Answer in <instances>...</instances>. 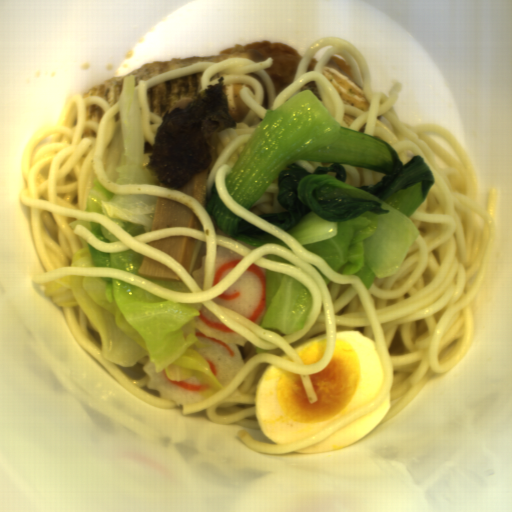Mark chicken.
I'll return each instance as SVG.
<instances>
[{
    "label": "chicken",
    "instance_id": "1",
    "mask_svg": "<svg viewBox=\"0 0 512 512\" xmlns=\"http://www.w3.org/2000/svg\"><path fill=\"white\" fill-rule=\"evenodd\" d=\"M229 53H250L258 62H264L272 58L270 67L263 69L273 81L276 97L287 86L294 82L295 75L303 55L295 48L281 41L258 40L249 42L246 45L235 44L233 47L223 50L222 54Z\"/></svg>",
    "mask_w": 512,
    "mask_h": 512
},
{
    "label": "chicken",
    "instance_id": "2",
    "mask_svg": "<svg viewBox=\"0 0 512 512\" xmlns=\"http://www.w3.org/2000/svg\"><path fill=\"white\" fill-rule=\"evenodd\" d=\"M326 64H330V65L336 67L337 69L341 70L342 72H344L345 74H347L348 76H350L353 79L350 66L346 59H344L340 56L333 55Z\"/></svg>",
    "mask_w": 512,
    "mask_h": 512
},
{
    "label": "chicken",
    "instance_id": "3",
    "mask_svg": "<svg viewBox=\"0 0 512 512\" xmlns=\"http://www.w3.org/2000/svg\"><path fill=\"white\" fill-rule=\"evenodd\" d=\"M246 76L255 77L261 83V85L263 86L264 97H263V100L261 102V107H263V108L268 110V107H269V90H268L267 83L262 79L261 75H259L256 72L255 73H250V74H248Z\"/></svg>",
    "mask_w": 512,
    "mask_h": 512
},
{
    "label": "chicken",
    "instance_id": "4",
    "mask_svg": "<svg viewBox=\"0 0 512 512\" xmlns=\"http://www.w3.org/2000/svg\"><path fill=\"white\" fill-rule=\"evenodd\" d=\"M319 59H320V58H313V57L311 58V60H310V62H309V65H308V67H307V71H306V73H307V72H309V71L314 70V68H315V66H316L317 62L319 61Z\"/></svg>",
    "mask_w": 512,
    "mask_h": 512
}]
</instances>
